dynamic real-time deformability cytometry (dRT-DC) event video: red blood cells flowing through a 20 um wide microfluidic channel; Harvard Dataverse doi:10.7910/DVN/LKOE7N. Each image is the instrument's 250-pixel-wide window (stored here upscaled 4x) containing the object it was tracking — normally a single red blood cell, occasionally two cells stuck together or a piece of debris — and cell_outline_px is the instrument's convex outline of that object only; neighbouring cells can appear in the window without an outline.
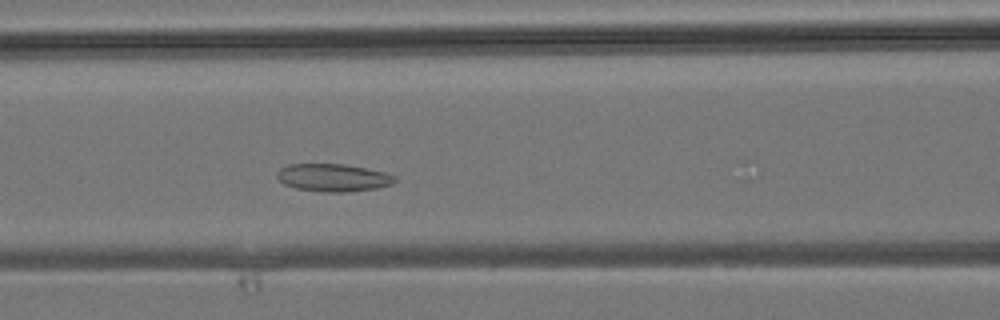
{"species": "common noctule bat (a hibernating species)", "species_latin": "Nyctalus noctula", "temperature_condition": "room temperature", "stored_images_in_passage": 37, "camera_frame_rate_fps": 3000, "um_per_image_px": 0.085, "animal": {"sex": "male", "body_mass_g": 19.2, "forearm_length_mm": 51.8}, "frame": {"image": 1, "passage_image": 12, "time_ms": 3.667, "image_size_px": [1000, 320], "cell_outline_px": [[396, 180], [392, 184], [376, 188], [348, 192], [320, 192], [296, 188], [284, 184], [276, 176], [276, 172], [280, 168], [288, 164], [344, 164], [384, 172], [396, 176]], "centroid_in_image_um": [28.29, 15.1], "position_along_channel_um": 138.3, "area_um2": 19.02}}
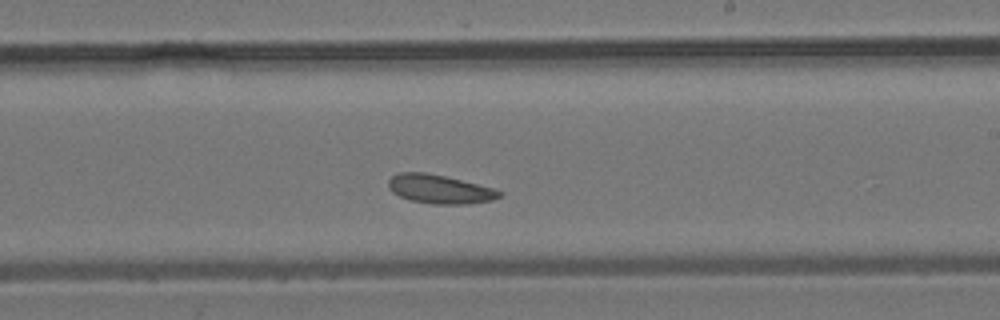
{"frame": {"image": 2, "passage_image": 19, "time_ms": 6.0, "image_size_px": [1000, 320], "cell_outline_px": [[504, 192], [500, 196], [492, 200], [464, 204], [432, 204], [412, 200], [400, 196], [392, 192], [388, 188], [388, 180], [392, 176], [400, 172], [424, 172], [444, 176], [492, 188]], "centroid_in_image_um": [37.34, 16.08], "position_along_channel_um": 251.7, "area_um2": 18.38}}
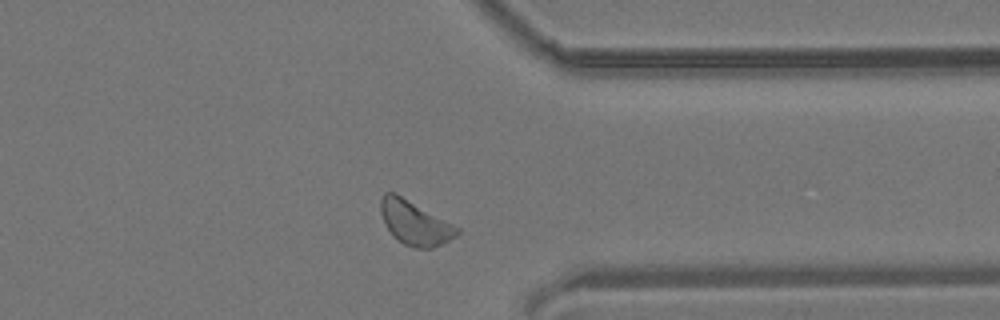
{"frame": {"image": 3, "passage_image": 27, "time_ms": 8.667, "image_size_px": [1000, 320], "cell_outline_px": [[460, 232], [456, 236], [432, 248], [416, 248], [404, 244], [392, 236], [384, 224], [380, 212], [380, 200], [384, 192], [396, 192], [460, 228]], "centroid_in_image_um": [35.22, 18.92], "position_along_channel_um": 376.2, "area_um2": 19.71}}